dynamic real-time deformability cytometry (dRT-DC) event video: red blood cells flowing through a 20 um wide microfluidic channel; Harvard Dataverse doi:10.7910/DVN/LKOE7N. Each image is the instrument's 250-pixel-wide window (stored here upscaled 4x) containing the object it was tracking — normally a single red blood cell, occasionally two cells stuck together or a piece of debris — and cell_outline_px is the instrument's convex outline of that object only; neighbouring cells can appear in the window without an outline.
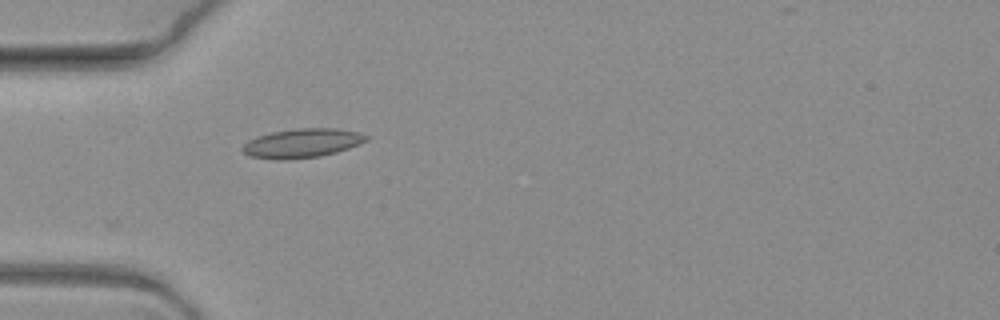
{"species": "common noctule bat (a hibernating species)", "species_latin": "Nyctalus noctula", "temperature_condition": "warm", "stored_images_in_passage": 1, "camera_frame_rate_fps": 3000, "um_per_image_px": 0.085, "animal": {"sex": "female", "body_mass_g": 19.3, "forearm_length_mm": 54.1}, "frame": {"image": 1, "passage_image": 1, "time_ms": 0.0, "image_size_px": [1000, 320], "cell_outline_px": [[368, 140], [348, 148], [336, 152], [320, 156], [288, 160], [276, 160], [252, 156], [244, 152], [240, 148], [248, 140], [256, 136], [272, 132], [296, 128], [336, 128], [356, 132], [368, 136]], "centroid_in_image_um": [25.65, 12.17], "position_along_channel_um": 59.4, "area_um2": 20.92}}